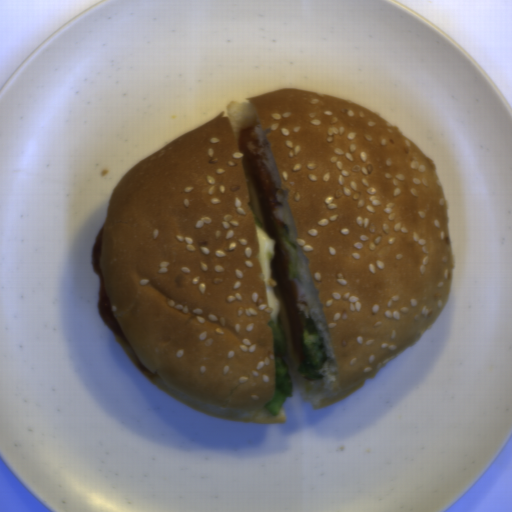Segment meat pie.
<instances>
[{"label":"meat pie","instance_id":"obj_2","mask_svg":"<svg viewBox=\"0 0 512 512\" xmlns=\"http://www.w3.org/2000/svg\"><path fill=\"white\" fill-rule=\"evenodd\" d=\"M103 236H104V228L100 229L98 232L91 253L92 267L95 273L97 274L100 281V290H99V301H98V311L99 315L106 325V327L115 334L122 341L130 345L114 311L111 304V300L109 297L107 285L105 282L103 270H102V250H103ZM131 346V345H130Z\"/></svg>","mask_w":512,"mask_h":512},{"label":"meat pie","instance_id":"obj_1","mask_svg":"<svg viewBox=\"0 0 512 512\" xmlns=\"http://www.w3.org/2000/svg\"><path fill=\"white\" fill-rule=\"evenodd\" d=\"M238 144L250 176L258 201L265 232L274 240L272 269L281 298L292 346L301 365L303 351L305 313L298 306V288L294 280H289V255L279 237L283 222L275 211L281 204L277 198L276 183L260 138L254 125H246L238 134Z\"/></svg>","mask_w":512,"mask_h":512}]
</instances>
